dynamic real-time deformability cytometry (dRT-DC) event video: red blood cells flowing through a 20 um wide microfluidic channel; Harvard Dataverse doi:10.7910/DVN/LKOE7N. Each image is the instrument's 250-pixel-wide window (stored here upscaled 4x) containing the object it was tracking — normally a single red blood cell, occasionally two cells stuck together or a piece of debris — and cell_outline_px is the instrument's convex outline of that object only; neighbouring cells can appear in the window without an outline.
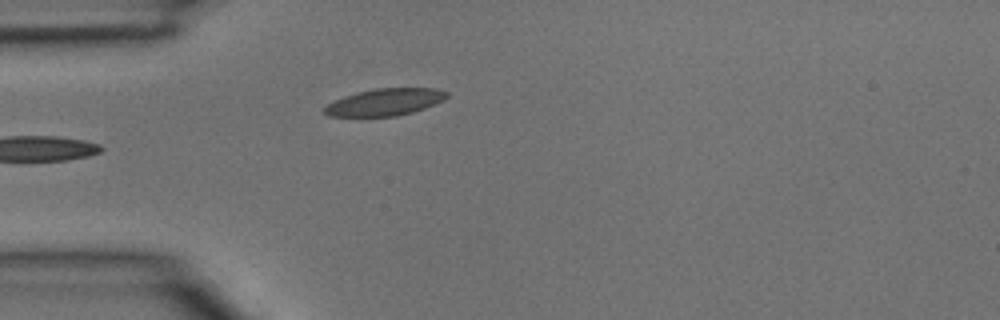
{"species": "common noctule bat (a hibernating species)", "species_latin": "Nyctalus noctula", "temperature_condition": "room temperature", "stored_images_in_passage": 3, "camera_frame_rate_fps": 3000, "um_per_image_px": 0.085, "animal": {"sex": "male", "body_mass_g": 15.6}, "frame": {"image": 1, "passage_image": 3, "time_ms": 0.667, "image_size_px": [1000, 320], "cell_outline_px": [[448, 96], [444, 100], [424, 108], [412, 112], [396, 116], [328, 116], [324, 112], [324, 108], [328, 104], [344, 96], [356, 92], [376, 88], [436, 88], [448, 92]], "centroid_in_image_um": [32.73, 8.67], "position_along_channel_um": 52.3, "area_um2": 19.13}}